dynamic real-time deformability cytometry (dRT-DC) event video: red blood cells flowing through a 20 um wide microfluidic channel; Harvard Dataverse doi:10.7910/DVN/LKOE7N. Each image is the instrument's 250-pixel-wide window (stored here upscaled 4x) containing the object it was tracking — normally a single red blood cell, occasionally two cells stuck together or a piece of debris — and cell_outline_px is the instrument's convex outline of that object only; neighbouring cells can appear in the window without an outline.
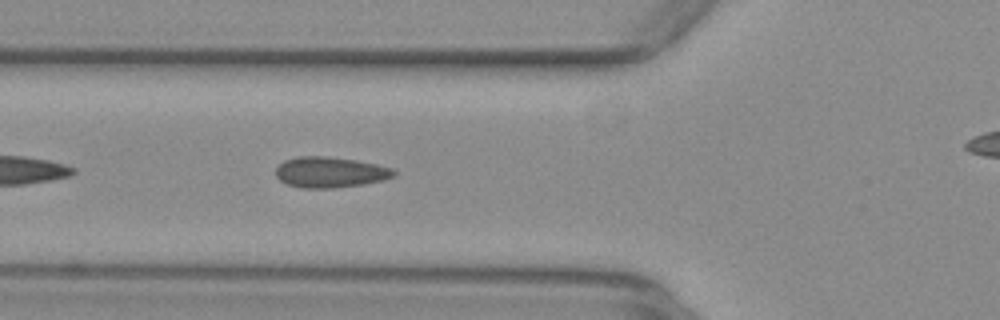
{"species": "common noctule bat (a hibernating species)", "species_latin": "Nyctalus noctula", "temperature_condition": "warm", "stored_images_in_passage": 32, "camera_frame_rate_fps": 3000, "um_per_image_px": 0.085, "animal": {"sex": "female", "body_mass_g": 29.2, "forearm_length_mm": 56.3}, "frame": {"image": 1, "passage_image": 5, "time_ms": 1.333, "image_size_px": [1000, 320], "cell_outline_px": [[396, 176], [384, 180], [364, 184], [332, 188], [300, 188], [288, 184], [280, 180], [276, 176], [276, 168], [284, 160], [296, 156], [328, 156], [356, 160], [376, 164], [392, 168], [396, 172]], "centroid_in_image_um": [28.07, 14.63], "position_along_channel_um": 97.7, "area_um2": 21.27}}
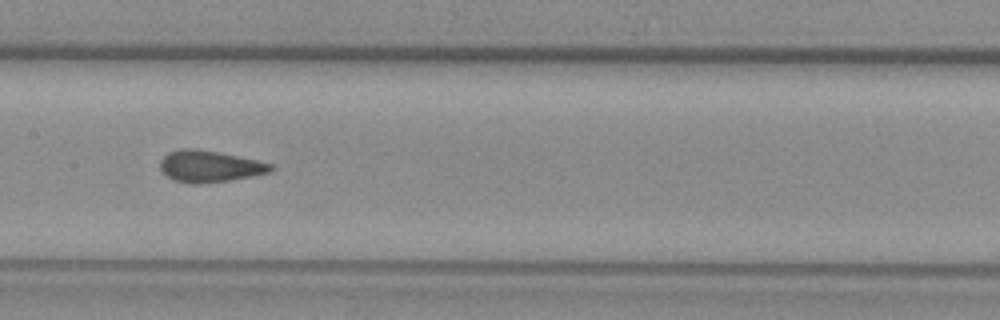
{"frame": {"image": 2, "passage_image": 12, "time_ms": 3.667, "image_size_px": [1000, 320], "cell_outline_px": [[272, 172], [228, 180], [200, 184], [188, 184], [172, 180], [160, 168], [160, 160], [168, 152], [184, 148], [196, 148], [256, 160], [272, 164]], "centroid_in_image_um": [17.77, 14.14], "position_along_channel_um": 189.6, "area_um2": 20.17}}
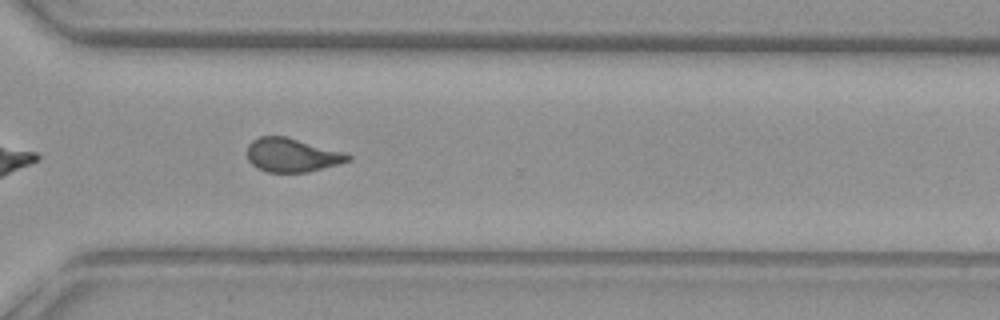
{"frame": {"image": 3, "passage_image": 24, "time_ms": 7.667, "image_size_px": [1000, 320], "cell_outline_px": [[352, 160], [304, 172], [268, 172], [256, 168], [248, 160], [248, 144], [252, 140], [260, 136], [284, 136], [348, 152], [352, 156]], "centroid_in_image_um": [24.83, 13.17], "position_along_channel_um": 345.8, "area_um2": 19.83}}